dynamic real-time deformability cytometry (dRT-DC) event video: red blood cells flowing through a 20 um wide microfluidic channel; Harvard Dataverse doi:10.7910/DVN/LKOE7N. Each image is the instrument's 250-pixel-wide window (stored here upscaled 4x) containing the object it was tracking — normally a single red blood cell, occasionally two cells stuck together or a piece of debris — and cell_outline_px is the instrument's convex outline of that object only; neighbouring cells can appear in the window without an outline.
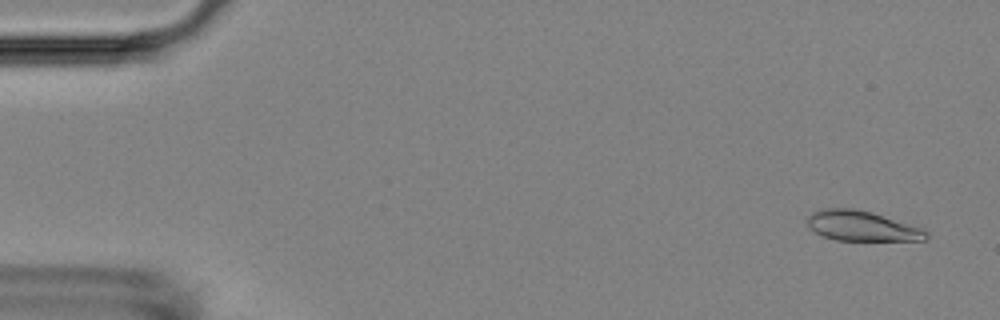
{"species": "Egyptian fruit bat (a non-hibernating species)", "species_latin": "Rousettus aegyptiacus", "temperature_condition": "room temperature", "stored_images_in_passage": 54, "camera_frame_rate_fps": 3000, "um_per_image_px": 0.085, "animal": {"sex": "female"}, "frame": {"image": 1, "passage_image": 3, "time_ms": 0.667, "image_size_px": [1000, 320], "cell_outline_px": [[928, 240], [836, 240], [820, 236], [808, 224], [808, 216], [812, 212], [824, 208], [852, 208], [872, 212], [920, 228], [928, 232]], "centroid_in_image_um": [73.23, 19.21], "position_along_channel_um": 11.8, "area_um2": 20.58}}
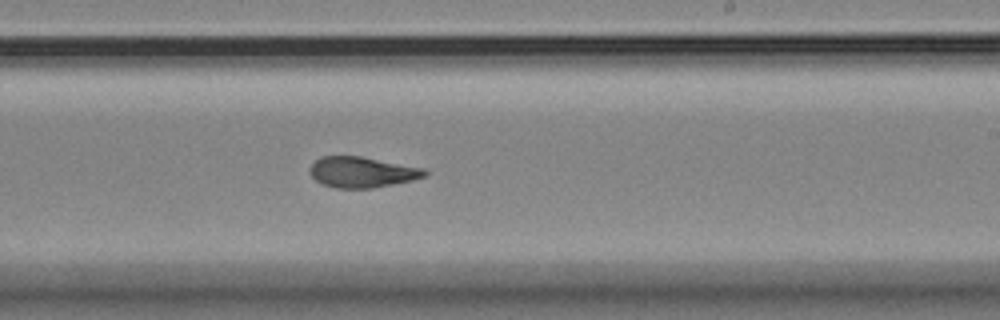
{"frame": {"image": 2, "passage_image": 33, "time_ms": 10.667, "image_size_px": [1000, 320], "cell_outline_px": [[428, 176], [412, 180], [372, 188], [336, 188], [320, 184], [308, 172], [312, 164], [320, 156], [360, 156], [424, 168], [428, 172]], "centroid_in_image_um": [30.76, 14.63], "position_along_channel_um": 258.2, "area_um2": 20.58}}
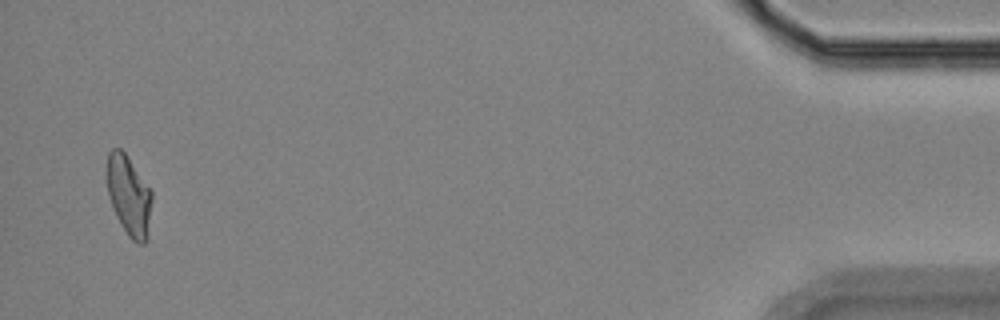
{"frame": {"image": 3, "passage_image": 53, "time_ms": 17.333, "image_size_px": [1000, 320], "cell_outline_px": [[152, 200], [148, 240], [144, 244], [136, 244], [128, 236], [120, 224], [112, 208], [108, 196], [108, 152], [112, 148], [120, 148], [124, 152], [152, 192]], "centroid_in_image_um": [10.97, 16.7], "position_along_channel_um": 424.2, "area_um2": 20.92}, "authors_computed_cell_mechanics": {"area_um2": 21.0103, "velocity_mm_per_s": 3.6894, "shape_relaxation_time_tau1_ms": null, "shape_relaxation_time_tau2_ms": 2.4041, "deformation_change_tau1": null, "deformation_change_tau2": 0.0984}}